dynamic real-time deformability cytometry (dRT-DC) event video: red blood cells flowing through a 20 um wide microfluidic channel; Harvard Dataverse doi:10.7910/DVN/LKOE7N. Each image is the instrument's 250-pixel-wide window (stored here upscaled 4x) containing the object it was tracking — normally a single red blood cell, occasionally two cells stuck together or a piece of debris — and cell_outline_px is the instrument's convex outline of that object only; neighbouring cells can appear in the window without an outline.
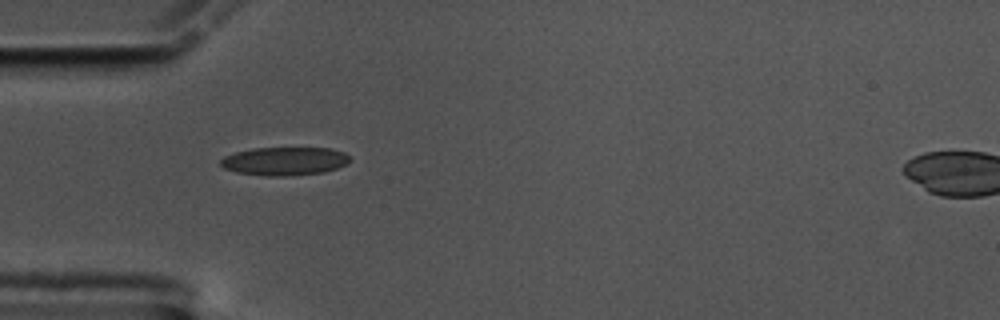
{"species": "common noctule bat (a hibernating species)", "species_latin": "Nyctalus noctula", "temperature_condition": "cold", "stored_images_in_passage": 4, "camera_frame_rate_fps": 3000, "um_per_image_px": 0.085, "animal": {"sex": "male", "body_mass_g": 17.5, "forearm_length_mm": 52.3}, "frame": {"image": 1, "passage_image": 1, "time_ms": 0.0, "image_size_px": [1000, 320], "cell_outline_px": [[352, 160], [348, 164], [324, 172], [292, 176], [268, 176], [236, 172], [224, 168], [220, 164], [220, 160], [224, 156], [236, 152], [252, 148], [332, 148], [344, 152]], "centroid_in_image_um": [24.21, 13.7], "position_along_channel_um": 60.8, "area_um2": 21.5}}